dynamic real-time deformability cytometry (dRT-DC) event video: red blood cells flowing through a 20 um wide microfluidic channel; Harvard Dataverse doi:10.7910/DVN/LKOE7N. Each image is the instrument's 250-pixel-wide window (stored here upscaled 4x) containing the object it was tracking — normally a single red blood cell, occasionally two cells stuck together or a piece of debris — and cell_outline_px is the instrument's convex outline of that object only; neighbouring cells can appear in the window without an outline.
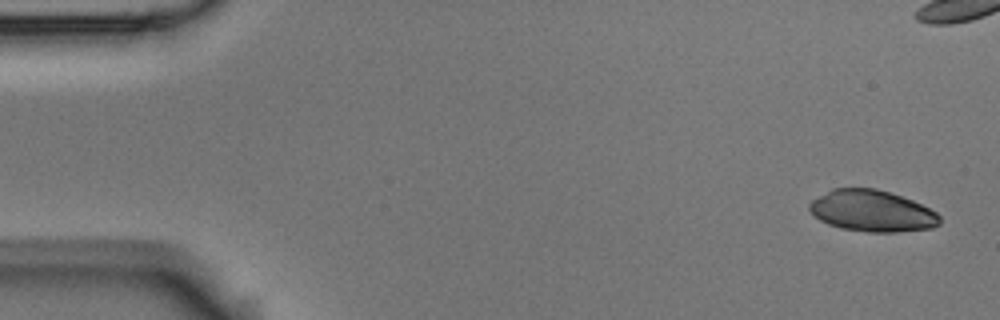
{"species": "Egyptian fruit bat (a non-hibernating species)", "species_latin": "Rousettus aegyptiacus", "temperature_condition": "room temperature", "stored_images_in_passage": 5, "camera_frame_rate_fps": 3000, "um_per_image_px": 0.085, "animal": {"sex": "male"}, "frame": {"image": 1, "passage_image": 1, "time_ms": 0.0, "image_size_px": [1000, 320], "cell_outline_px": [[940, 224], [932, 228], [896, 232], [868, 232], [840, 228], [828, 224], [820, 220], [808, 208], [808, 204], [812, 200], [832, 188], [876, 188], [912, 200], [936, 212], [940, 216]], "centroid_in_image_um": [74.11, 17.93], "position_along_channel_um": 10.9, "area_um2": 31.33}}
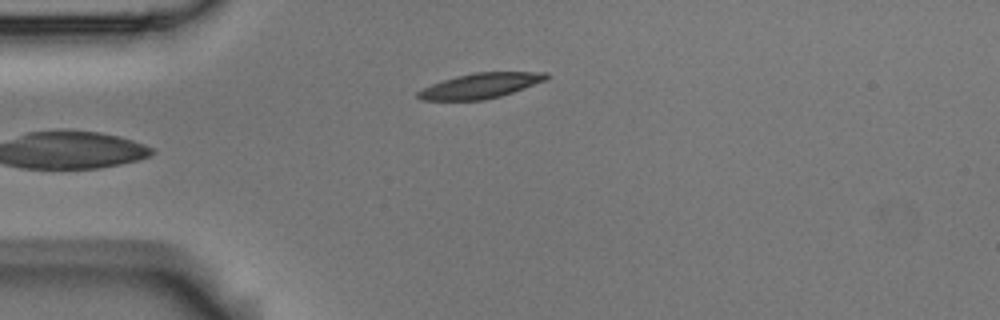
{"frame": {"image": 2, "passage_image": 5, "time_ms": 1.333, "image_size_px": [1000, 320], "cell_outline_px": [[548, 76], [544, 80], [524, 88], [500, 96], [484, 100], [420, 100], [416, 96], [416, 92], [432, 84], [456, 76], [476, 72], [548, 72]], "centroid_in_image_um": [40.8, 7.29], "position_along_channel_um": 44.2, "area_um2": 18.55}}